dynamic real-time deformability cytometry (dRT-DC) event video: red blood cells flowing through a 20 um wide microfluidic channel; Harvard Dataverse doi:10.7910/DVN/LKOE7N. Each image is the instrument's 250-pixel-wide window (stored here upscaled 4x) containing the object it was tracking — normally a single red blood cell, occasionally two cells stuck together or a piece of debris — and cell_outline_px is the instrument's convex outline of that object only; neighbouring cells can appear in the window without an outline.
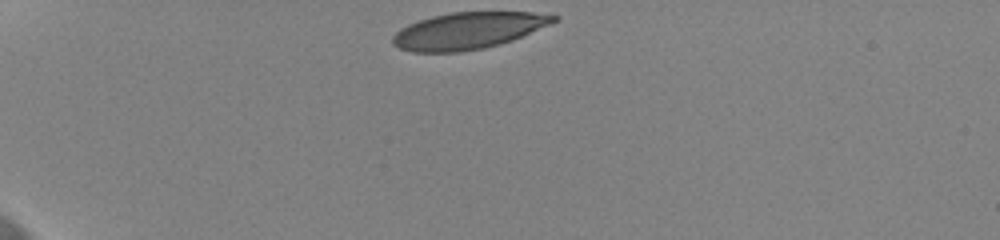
{"species": "human", "species_latin": "Homo sapiens", "temperature_condition": "cold", "stored_images_in_passage": 35, "camera_frame_rate_fps": 3000, "um_per_image_px": 0.085, "donor": {"sex": "female"}, "frame": {"image": 1, "passage_image": 1, "time_ms": 0.0, "image_size_px": [1000, 240], "cell_outline_px": [[560, 20], [552, 24], [512, 40], [500, 44], [484, 48], [460, 52], [412, 52], [400, 48], [392, 44], [392, 36], [400, 28], [408, 24], [432, 16], [452, 12], [532, 12], [560, 16]], "centroid_in_image_um": [39.81, 2.6], "position_along_channel_um": 45.2, "area_um2": 34.56}}
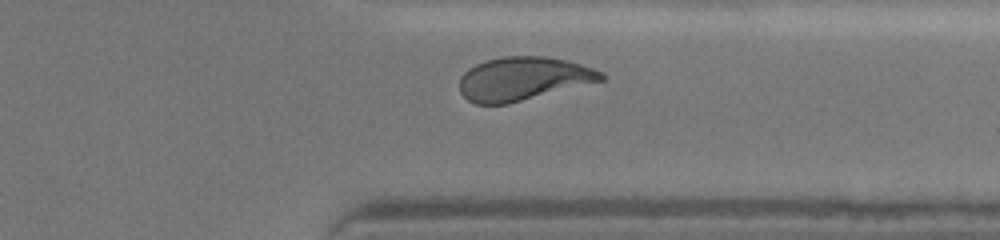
{"frame": {"image": 2, "passage_image": 32, "time_ms": 10.333, "image_size_px": [1000, 240], "cell_outline_px": [[608, 76], [604, 80], [508, 104], [476, 104], [468, 100], [460, 92], [460, 76], [468, 68], [484, 60], [504, 56], [548, 56], [568, 60], [604, 72]], "centroid_in_image_um": [44.48, 6.68], "position_along_channel_um": 366.9, "area_um2": 36.13}, "authors_computed_cell_mechanics": {"area_um2": 36.125, "velocity_mm_per_s": 3.6377, "shape_relaxation_time_tau1_ms": 5.0201, "shape_relaxation_time_tau2_ms": 1.2911, "deformation_change_tau1": 0.1957, "deformation_change_tau2": 0.0835}}